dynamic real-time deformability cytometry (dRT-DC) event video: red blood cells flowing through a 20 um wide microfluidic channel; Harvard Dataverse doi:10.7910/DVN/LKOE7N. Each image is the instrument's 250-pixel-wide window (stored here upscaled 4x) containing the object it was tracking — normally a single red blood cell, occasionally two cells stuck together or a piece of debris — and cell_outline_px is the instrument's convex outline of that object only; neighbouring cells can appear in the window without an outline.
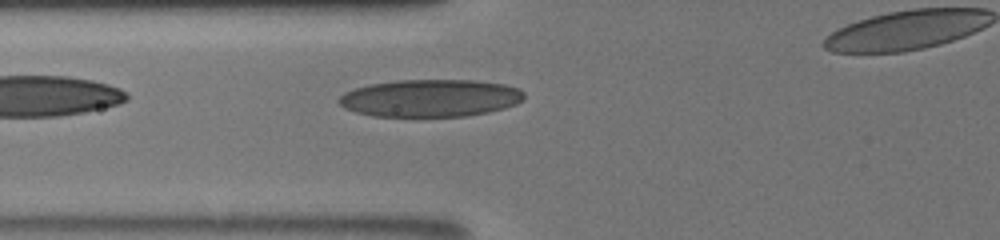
{"species": "human", "species_latin": "Homo sapiens", "temperature_condition": "room temperature", "stored_images_in_passage": 12, "camera_frame_rate_fps": 3000, "um_per_image_px": 0.085, "donor": {"sex": "male"}, "frame": {"image": 1, "passage_image": 12, "time_ms": 3.667, "image_size_px": [1000, 240], "cell_outline_px": [[524, 100], [516, 104], [504, 108], [488, 112], [464, 116], [372, 116], [356, 112], [344, 108], [336, 100], [344, 92], [368, 84], [396, 80], [476, 80], [504, 84], [520, 88], [524, 92]], "centroid_in_image_um": [36.58, 8.33], "position_along_channel_um": 89.2, "area_um2": 40.63}}